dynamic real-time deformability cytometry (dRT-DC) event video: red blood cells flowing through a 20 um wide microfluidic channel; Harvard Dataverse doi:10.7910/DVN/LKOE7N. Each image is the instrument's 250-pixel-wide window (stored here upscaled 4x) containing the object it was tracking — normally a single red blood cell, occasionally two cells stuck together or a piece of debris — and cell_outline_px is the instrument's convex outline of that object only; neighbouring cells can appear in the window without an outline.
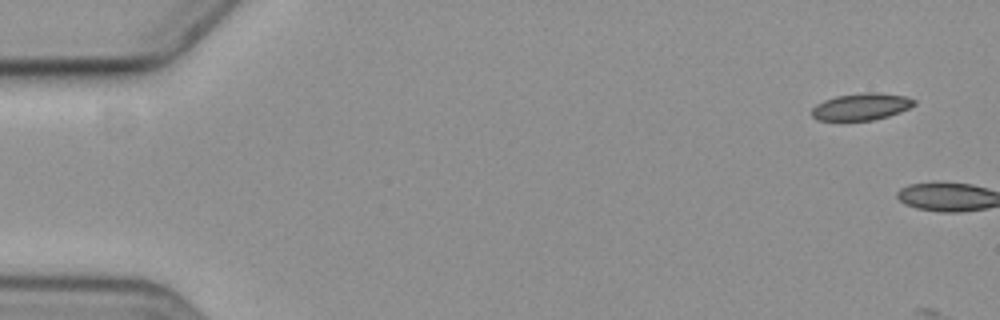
{"species": "common noctule bat (a hibernating species)", "species_latin": "Nyctalus noctula", "temperature_condition": "cold", "stored_images_in_passage": 2, "camera_frame_rate_fps": 3000, "um_per_image_px": 0.085, "animal": {"sex": "female", "body_mass_g": 19.3, "forearm_length_mm": 54.1}, "frame": {"image": 1, "passage_image": 1, "time_ms": 0.0, "image_size_px": [1000, 320], "cell_outline_px": [[916, 104], [900, 112], [888, 116], [872, 120], [816, 120], [812, 116], [812, 108], [816, 104], [824, 100], [836, 96], [864, 92], [880, 92], [904, 96], [916, 100]], "centroid_in_image_um": [73.21, 9.06], "position_along_channel_um": 11.8, "area_um2": 16.07}}